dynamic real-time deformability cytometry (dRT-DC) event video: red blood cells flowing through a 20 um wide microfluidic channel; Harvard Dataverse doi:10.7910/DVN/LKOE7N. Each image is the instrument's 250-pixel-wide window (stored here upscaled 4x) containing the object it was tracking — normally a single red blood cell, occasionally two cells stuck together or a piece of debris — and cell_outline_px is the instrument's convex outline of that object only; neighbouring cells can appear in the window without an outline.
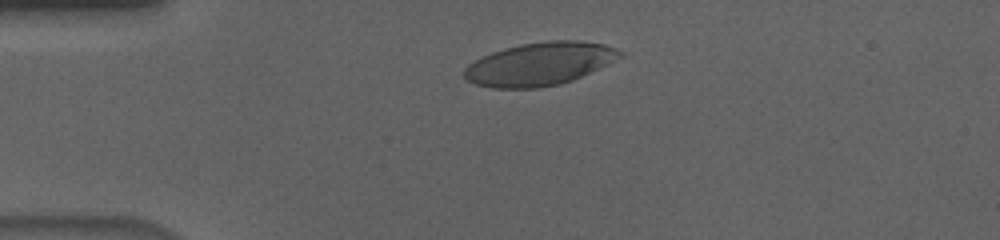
{"species": "human", "species_latin": "Homo sapiens", "temperature_condition": "cold", "stored_images_in_passage": 43, "camera_frame_rate_fps": 3000, "um_per_image_px": 0.085, "donor": {"sex": "male"}, "frame": {"image": 1, "passage_image": 8, "time_ms": 2.333, "image_size_px": [1000, 240], "cell_outline_px": [[624, 56], [572, 80], [560, 84], [540, 88], [492, 88], [476, 84], [468, 80], [464, 76], [464, 68], [468, 64], [492, 52], [504, 48], [520, 44], [548, 40], [580, 40], [604, 44], [624, 52]], "centroid_in_image_um": [45.88, 5.43], "position_along_channel_um": 39.1, "area_um2": 38.96}}
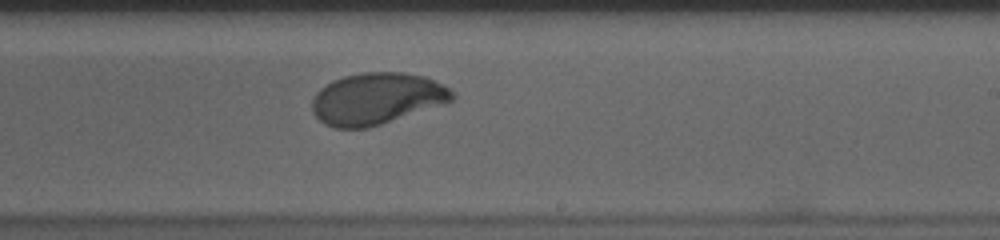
{"frame": {"image": 2, "passage_image": 29, "time_ms": 9.333, "image_size_px": [1000, 240], "cell_outline_px": [[456, 96], [452, 100], [444, 104], [368, 128], [332, 128], [324, 124], [312, 112], [312, 100], [316, 92], [320, 88], [332, 80], [344, 76], [360, 72], [404, 72], [424, 76], [444, 84]], "centroid_in_image_um": [32.0, 8.38], "position_along_channel_um": 257.0, "area_um2": 42.31}}
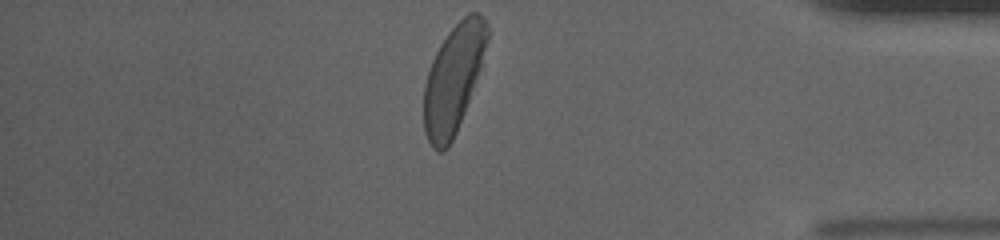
{"frame": {"image": 3, "passage_image": 43, "time_ms": 14.0, "image_size_px": [1000, 240], "cell_outline_px": [[488, 40], [480, 68], [464, 112], [456, 132], [448, 148], [444, 152], [436, 152], [432, 148], [424, 132], [424, 84], [432, 60], [440, 44], [448, 32], [468, 12], [480, 12], [484, 16], [488, 24]], "centroid_in_image_um": [38.53, 6.69], "position_along_channel_um": 396.7, "area_um2": 39.65}, "authors_computed_cell_mechanics": {"area_um2": 41.9628, "velocity_mm_per_s": 3.62, "shape_relaxation_time_tau1_ms": 3.3098, "shape_relaxation_time_tau2_ms": null, "deformation_change_tau1": 0.1781, "deformation_change_tau2": null}}